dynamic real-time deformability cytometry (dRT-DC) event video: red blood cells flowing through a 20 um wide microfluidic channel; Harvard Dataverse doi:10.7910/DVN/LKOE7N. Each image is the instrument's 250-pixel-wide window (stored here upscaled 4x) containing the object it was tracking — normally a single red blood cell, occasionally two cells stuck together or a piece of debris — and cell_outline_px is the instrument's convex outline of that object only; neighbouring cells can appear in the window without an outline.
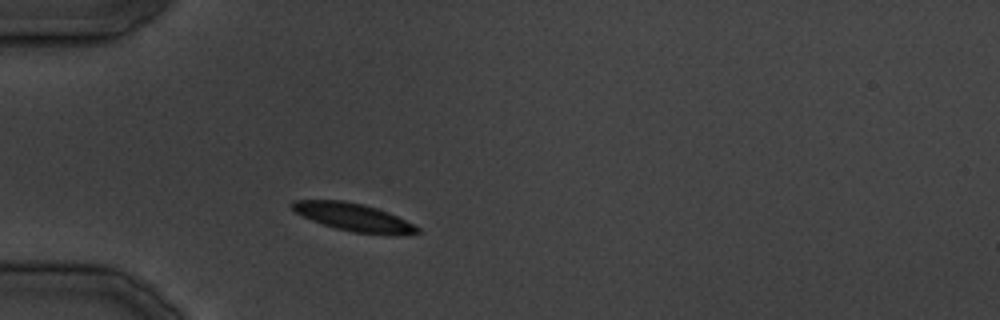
{"species": "common noctule bat (a hibernating species)", "species_latin": "Nyctalus noctula", "temperature_condition": "cold", "stored_images_in_passage": 21, "camera_frame_rate_fps": 3000, "um_per_image_px": 0.085, "animal": {"sex": "male", "body_mass_g": 19.5, "forearm_length_mm": 54.6}, "frame": {"image": 1, "passage_image": 4, "time_ms": 4.333, "image_size_px": [1000, 320], "cell_outline_px": [[420, 232], [352, 232], [336, 228], [312, 220], [296, 212], [288, 204], [292, 200], [344, 200], [364, 204], [388, 212], [420, 228]], "centroid_in_image_um": [29.9, 18.39], "position_along_channel_um": 55.1, "area_um2": 19.31}}
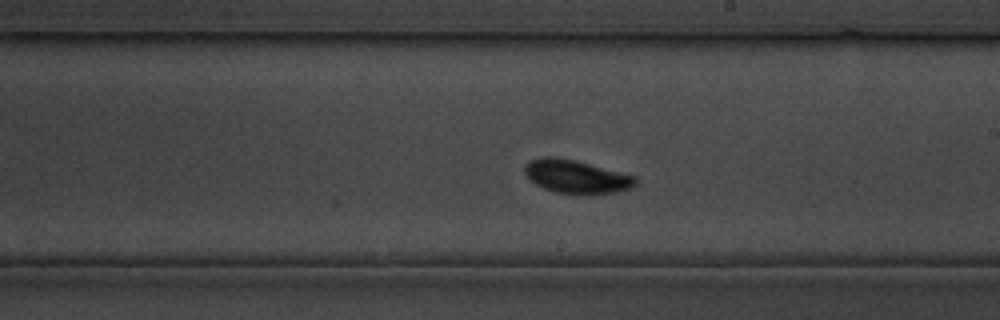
{"frame": {"image": 2, "passage_image": 15, "time_ms": 17.667, "image_size_px": [1000, 320], "cell_outline_px": [[640, 180], [632, 188], [612, 192], [556, 192], [544, 188], [536, 184], [524, 172], [524, 164], [540, 156], [552, 156], [576, 160], [636, 176]], "centroid_in_image_um": [48.99, 14.96], "position_along_channel_um": 240.0, "area_um2": 21.04}}